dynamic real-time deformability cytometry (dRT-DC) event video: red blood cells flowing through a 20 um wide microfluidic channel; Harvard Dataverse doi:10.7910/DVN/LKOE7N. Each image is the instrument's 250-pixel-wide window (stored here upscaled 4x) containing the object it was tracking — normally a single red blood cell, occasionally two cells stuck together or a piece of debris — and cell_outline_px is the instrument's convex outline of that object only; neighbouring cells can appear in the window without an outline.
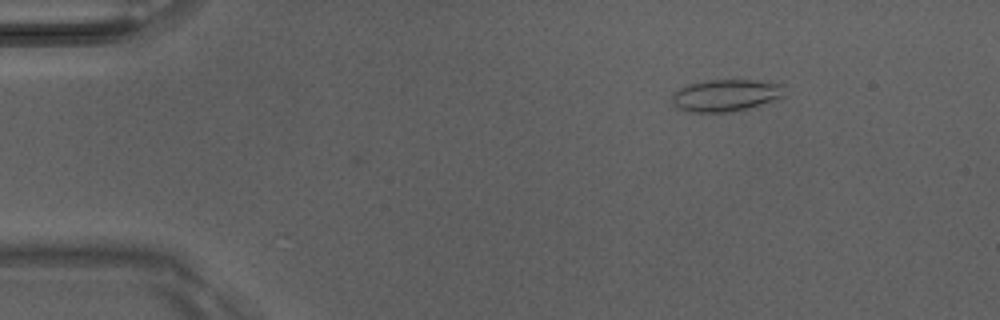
{"species": "Egyptian fruit bat (a non-hibernating species)", "species_latin": "Rousettus aegyptiacus", "temperature_condition": "room temperature", "stored_images_in_passage": 3, "camera_frame_rate_fps": 3000, "um_per_image_px": 0.085, "animal": {"sex": "male"}, "frame": {"image": 1, "passage_image": 1, "time_ms": 0.0, "image_size_px": [1000, 320], "cell_outline_px": [[784, 96], [780, 100], [732, 112], [688, 112], [676, 108], [672, 104], [672, 96], [680, 88], [688, 84], [708, 80], [752, 80], [784, 84]], "centroid_in_image_um": [61.73, 8.12], "position_along_channel_um": 23.3, "area_um2": 21.27}}